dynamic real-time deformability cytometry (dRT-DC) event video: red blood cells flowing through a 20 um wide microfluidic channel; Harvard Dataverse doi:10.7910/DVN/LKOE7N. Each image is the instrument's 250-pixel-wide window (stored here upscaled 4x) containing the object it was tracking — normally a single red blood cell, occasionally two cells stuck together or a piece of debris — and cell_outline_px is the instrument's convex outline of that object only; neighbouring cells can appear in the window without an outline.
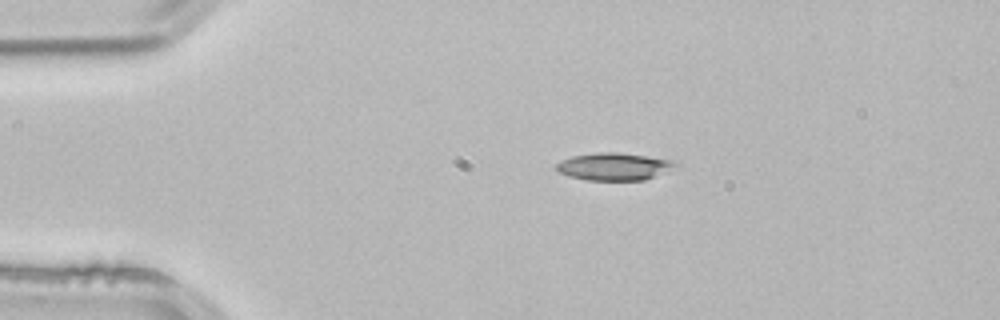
{"species": "common noctule bat (a hibernating species)", "species_latin": "Nyctalus noctula", "temperature_condition": "room temperature", "stored_images_in_passage": 2, "camera_frame_rate_fps": 3000, "um_per_image_px": 0.085, "animal": {"sex": "male", "body_mass_g": 21.5, "forearm_length_mm": 52.0}, "frame": {"image": 1, "passage_image": 1, "time_ms": 0.0, "image_size_px": [1000, 320], "cell_outline_px": [[684, 168], [644, 180], [588, 180], [568, 176], [560, 172], [556, 168], [556, 164], [560, 160], [572, 156], [596, 152], [620, 152], [676, 160], [684, 164]], "centroid_in_image_um": [52.39, 14.15], "position_along_channel_um": 32.6, "area_um2": 19.88}}
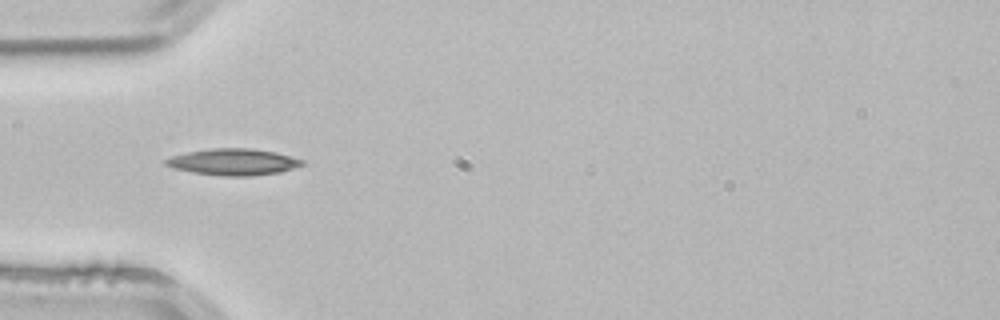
{"frame": {"image": 2, "passage_image": 2, "time_ms": 0.333, "image_size_px": [1000, 320], "cell_outline_px": [[308, 164], [280, 172], [252, 176], [224, 176], [192, 172], [172, 168], [164, 164], [164, 160], [168, 156], [188, 152], [212, 148], [252, 148], [276, 152], [304, 160]], "centroid_in_image_um": [19.84, 13.76], "position_along_channel_um": 65.2, "area_um2": 21.33}}